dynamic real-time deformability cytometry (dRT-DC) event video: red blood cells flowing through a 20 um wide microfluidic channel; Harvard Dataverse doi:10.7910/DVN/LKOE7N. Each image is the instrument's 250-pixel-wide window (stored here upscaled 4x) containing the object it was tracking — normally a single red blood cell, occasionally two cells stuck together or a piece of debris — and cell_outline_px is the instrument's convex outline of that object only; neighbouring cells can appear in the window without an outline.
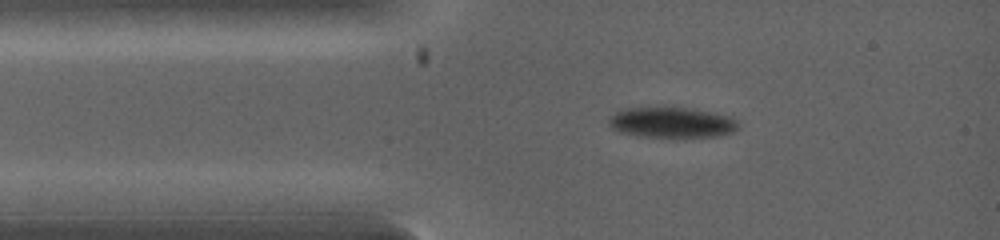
{"species": "common noctule bat (a hibernating species)", "species_latin": "Nyctalus noctula", "temperature_condition": "warm", "stored_images_in_passage": 2, "camera_frame_rate_fps": 5000, "um_per_image_px": 0.085, "animal": {"sex": "female", "body_mass_g": 19.0, "forearm_length_mm": 53.3}, "frame": {"image": 1, "passage_image": 1, "time_ms": 0.0, "image_size_px": [1000, 240], "cell_outline_px": [[736, 128], [732, 132], [716, 136], [684, 140], [644, 136], [620, 132], [612, 128], [608, 120], [620, 108], [656, 104], [672, 104], [732, 116], [736, 120]], "centroid_in_image_um": [57.07, 10.37], "position_along_channel_um": 27.9, "area_um2": 24.8}}